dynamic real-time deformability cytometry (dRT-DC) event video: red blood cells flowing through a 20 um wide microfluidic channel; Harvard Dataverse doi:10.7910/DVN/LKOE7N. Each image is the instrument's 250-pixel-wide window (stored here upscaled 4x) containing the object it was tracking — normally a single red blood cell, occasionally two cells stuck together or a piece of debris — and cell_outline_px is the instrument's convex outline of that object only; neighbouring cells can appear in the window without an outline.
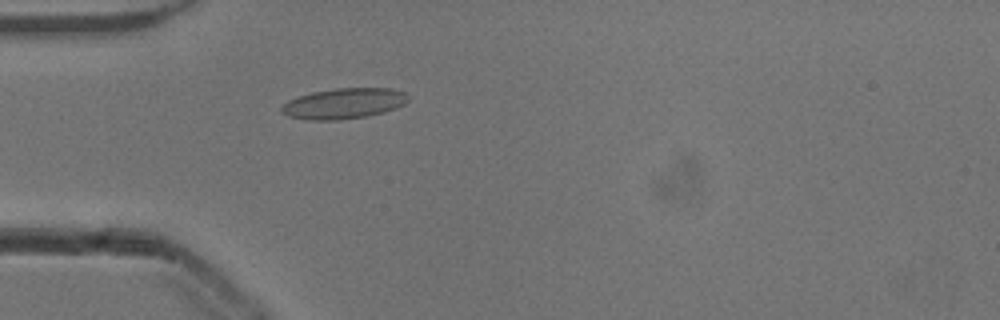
{"species": "common noctule bat (a hibernating species)", "species_latin": "Nyctalus noctula", "temperature_condition": "cold", "stored_images_in_passage": 48, "camera_frame_rate_fps": 3000, "um_per_image_px": 0.085, "animal": {"sex": "male", "body_mass_g": 13.3}, "frame": {"image": 1, "passage_image": 11, "time_ms": 3.333, "image_size_px": [1000, 320], "cell_outline_px": [[412, 96], [404, 104], [396, 108], [384, 112], [364, 116], [336, 120], [304, 120], [288, 116], [280, 112], [280, 104], [288, 100], [312, 92], [336, 88], [392, 88], [404, 92]], "centroid_in_image_um": [29.21, 8.79], "position_along_channel_um": 55.8, "area_um2": 22.77}}
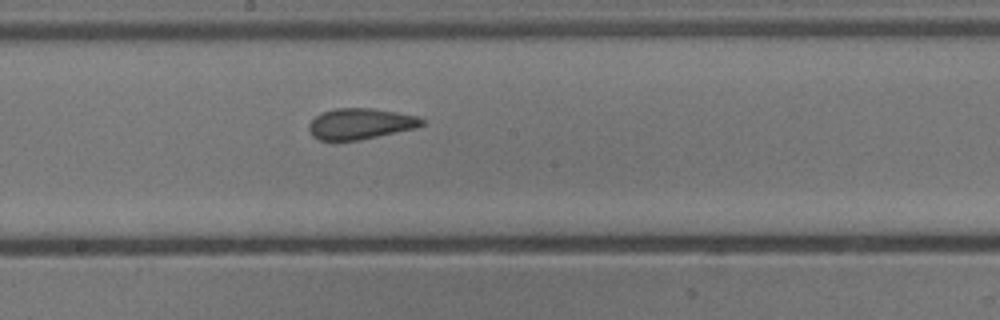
{"frame": {"image": 2, "passage_image": 24, "time_ms": 7.667, "image_size_px": [1000, 320], "cell_outline_px": [[424, 124], [416, 128], [360, 140], [316, 140], [312, 136], [308, 128], [308, 124], [320, 112], [336, 108], [372, 108], [396, 112], [416, 116], [424, 120]], "centroid_in_image_um": [30.6, 10.52], "position_along_channel_um": 217.6, "area_um2": 20.4}}
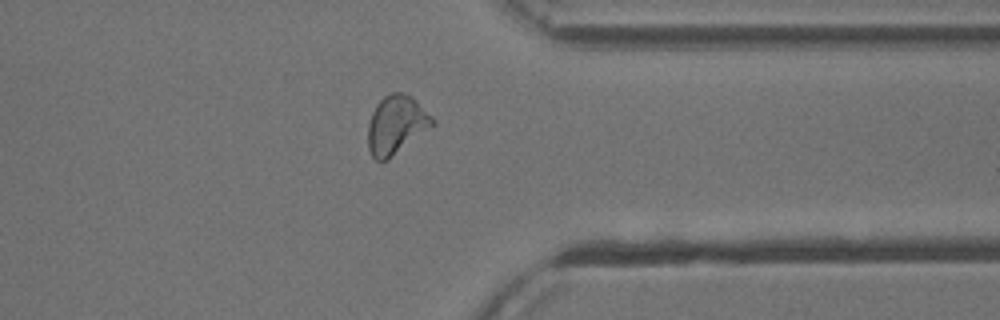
{"frame": {"image": 3, "passage_image": 37, "time_ms": 12.0, "image_size_px": [1000, 320], "cell_outline_px": [[436, 124], [388, 160], [376, 160], [372, 156], [368, 148], [368, 124], [372, 112], [376, 104], [384, 96], [392, 92], [400, 92], [412, 96], [436, 120]], "centroid_in_image_um": [33.69, 10.6], "position_along_channel_um": 377.7, "area_um2": 22.14}, "authors_computed_cell_mechanics": {"area_um2": 21.2704, "velocity_mm_per_s": 3.8467, "shape_relaxation_time_tau1_ms": 9.6861, "shape_relaxation_time_tau2_ms": 1.7224, "deformation_change_tau1": 0.1827, "deformation_change_tau2": 0.0999}}